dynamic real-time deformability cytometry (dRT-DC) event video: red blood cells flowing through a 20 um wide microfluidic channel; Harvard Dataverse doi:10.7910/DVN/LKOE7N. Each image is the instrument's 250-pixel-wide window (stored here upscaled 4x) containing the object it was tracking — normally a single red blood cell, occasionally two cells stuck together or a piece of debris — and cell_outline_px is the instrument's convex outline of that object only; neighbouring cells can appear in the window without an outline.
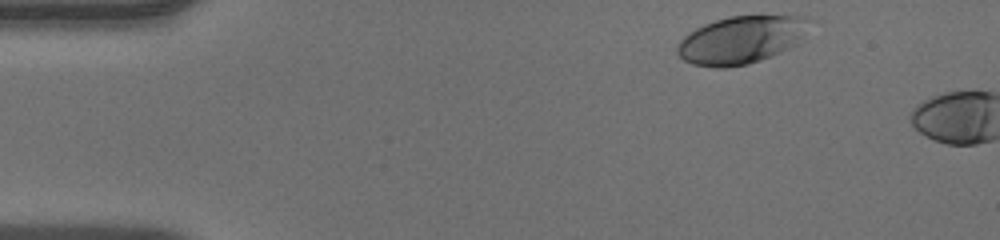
{"species": "human", "species_latin": "Homo sapiens", "temperature_condition": "warm", "stored_images_in_passage": 4, "camera_frame_rate_fps": 3000, "um_per_image_px": 0.085, "donor": {"sex": "male"}, "frame": {"image": 1, "passage_image": 1, "time_ms": 0.0, "image_size_px": [1000, 240], "cell_outline_px": [[816, 20], [796, 44], [780, 52], [748, 64], [724, 68], [716, 68], [692, 64], [684, 60], [676, 52], [676, 48], [680, 40], [684, 36], [696, 28], [704, 24], [716, 20], [732, 16], [804, 16]], "centroid_in_image_um": [63.02, 3.38], "position_along_channel_um": 22.0, "area_um2": 36.7}}